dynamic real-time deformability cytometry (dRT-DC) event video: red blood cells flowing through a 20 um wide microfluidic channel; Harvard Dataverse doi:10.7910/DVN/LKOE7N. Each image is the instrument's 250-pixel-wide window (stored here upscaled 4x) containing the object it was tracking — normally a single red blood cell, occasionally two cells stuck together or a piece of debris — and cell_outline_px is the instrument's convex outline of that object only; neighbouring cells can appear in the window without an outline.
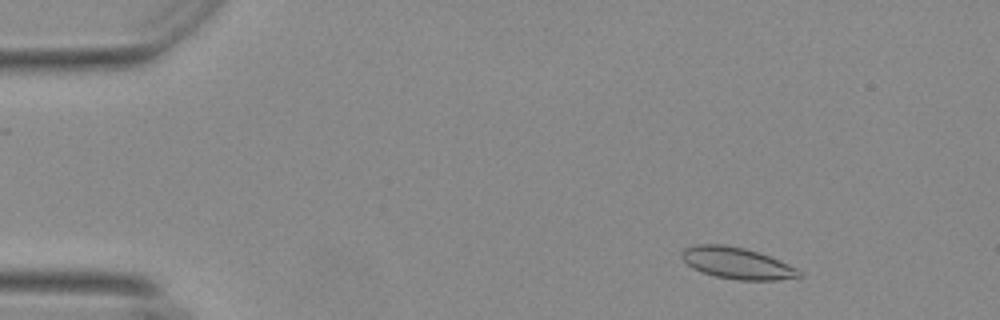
{"species": "Egyptian fruit bat (a non-hibernating species)", "species_latin": "Rousettus aegyptiacus", "temperature_condition": "warm", "stored_images_in_passage": 52, "camera_frame_rate_fps": 3000, "um_per_image_px": 0.085, "animal": {"sex": "female"}, "frame": {"image": 1, "passage_image": 7, "time_ms": 2.0, "image_size_px": [1000, 320], "cell_outline_px": [[804, 276], [776, 280], [736, 280], [716, 276], [692, 268], [680, 256], [680, 252], [684, 248], [696, 244], [724, 244], [744, 248], [768, 256], [788, 264], [804, 272]], "centroid_in_image_um": [62.64, 22.37], "position_along_channel_um": 22.4, "area_um2": 21.5}}
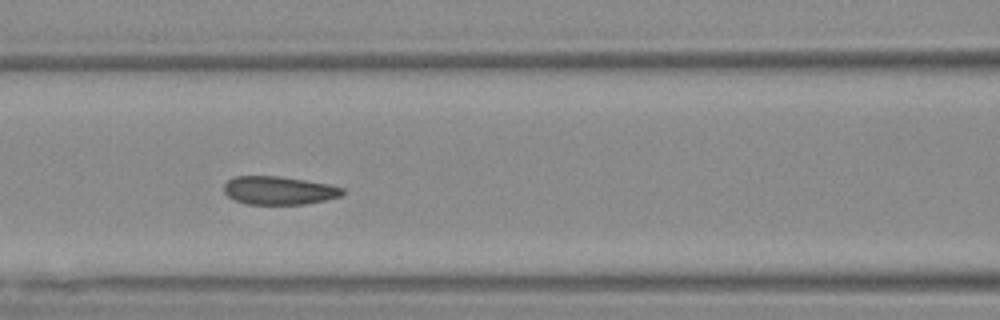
{"frame": {"image": 2, "passage_image": 24, "time_ms": 7.667, "image_size_px": [1000, 320], "cell_outline_px": [[344, 192], [340, 196], [324, 200], [304, 204], [248, 204], [236, 200], [228, 196], [224, 192], [224, 184], [228, 180], [236, 176], [280, 176], [328, 184], [344, 188]], "centroid_in_image_um": [23.7, 16.18], "position_along_channel_um": 142.9, "area_um2": 19.36}}
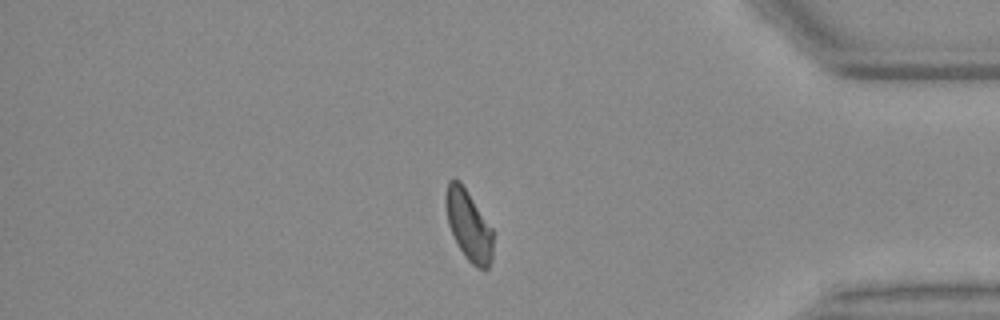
{"frame": {"image": 3, "passage_image": 47, "time_ms": 15.333, "image_size_px": [1000, 320], "cell_outline_px": [[492, 260], [488, 268], [476, 268], [464, 256], [448, 224], [444, 204], [444, 196], [448, 180], [460, 180], [492, 228]], "centroid_in_image_um": [39.81, 19.13], "position_along_channel_um": 395.4, "area_um2": 19.31}}